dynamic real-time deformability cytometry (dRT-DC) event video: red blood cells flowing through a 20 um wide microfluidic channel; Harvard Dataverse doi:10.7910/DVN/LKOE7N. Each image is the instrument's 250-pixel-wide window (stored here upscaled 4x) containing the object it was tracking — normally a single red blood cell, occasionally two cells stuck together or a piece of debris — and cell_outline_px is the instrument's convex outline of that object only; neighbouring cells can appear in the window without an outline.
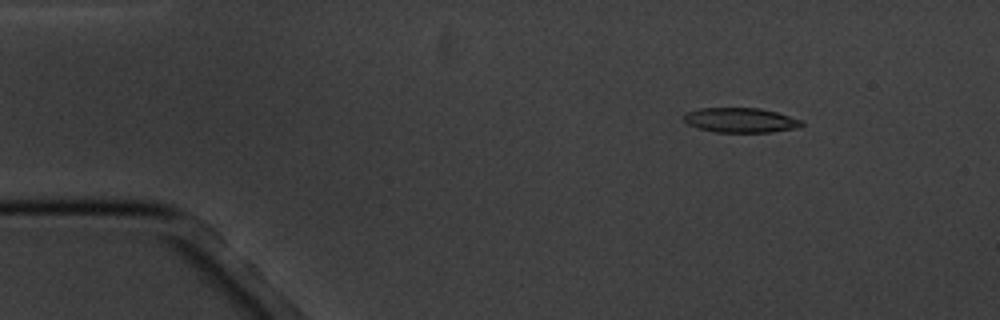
{"species": "common noctule bat (a hibernating species)", "species_latin": "Nyctalus noctula", "temperature_condition": "cold", "stored_images_in_passage": 3, "camera_frame_rate_fps": 3000, "um_per_image_px": 0.085, "animal": {"sex": "male", "body_mass_g": 20.1, "forearm_length_mm": 53.5}, "frame": {"image": 1, "passage_image": 1, "time_ms": 0.0, "image_size_px": [1000, 320], "cell_outline_px": [[804, 124], [796, 128], [772, 132], [716, 132], [696, 128], [688, 124], [684, 120], [684, 116], [688, 112], [700, 108], [760, 108], [776, 112], [804, 120]], "centroid_in_image_um": [62.97, 10.22], "position_along_channel_um": 22.0, "area_um2": 16.99}}